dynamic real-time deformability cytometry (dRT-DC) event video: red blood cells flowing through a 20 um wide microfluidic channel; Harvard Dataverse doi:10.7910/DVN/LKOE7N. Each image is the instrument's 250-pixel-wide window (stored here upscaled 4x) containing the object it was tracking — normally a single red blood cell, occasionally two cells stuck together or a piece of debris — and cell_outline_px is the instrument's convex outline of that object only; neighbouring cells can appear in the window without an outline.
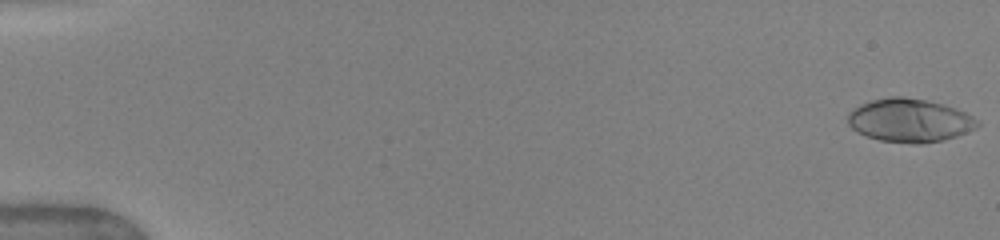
{"species": "human", "species_latin": "Homo sapiens", "temperature_condition": "warm", "stored_images_in_passage": 45, "camera_frame_rate_fps": 3000, "um_per_image_px": 0.085, "donor": {"sex": "female"}, "frame": {"image": 1, "passage_image": 1, "time_ms": 0.0, "image_size_px": [1000, 240], "cell_outline_px": [[980, 124], [976, 128], [956, 136], [940, 140], [920, 144], [916, 144], [880, 140], [856, 132], [848, 124], [848, 112], [860, 104], [872, 100], [888, 96], [900, 96], [924, 100], [940, 104], [964, 112], [972, 116]], "centroid_in_image_um": [77.27, 10.23], "position_along_channel_um": 7.7, "area_um2": 32.37}}
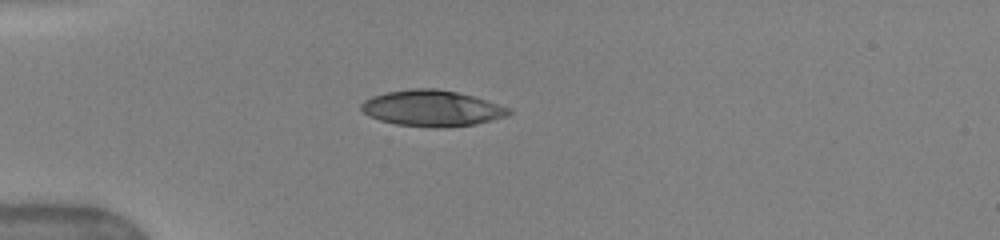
{"frame": {"image": 2, "passage_image": 15, "time_ms": 4.667, "image_size_px": [1000, 240], "cell_outline_px": [[512, 112], [508, 116], [476, 124], [448, 128], [436, 128], [396, 124], [380, 120], [368, 116], [360, 108], [360, 104], [364, 100], [372, 96], [388, 92], [412, 88], [436, 88], [456, 92], [472, 96], [512, 108]], "centroid_in_image_um": [36.73, 9.21], "position_along_channel_um": 48.3, "area_um2": 31.15}}
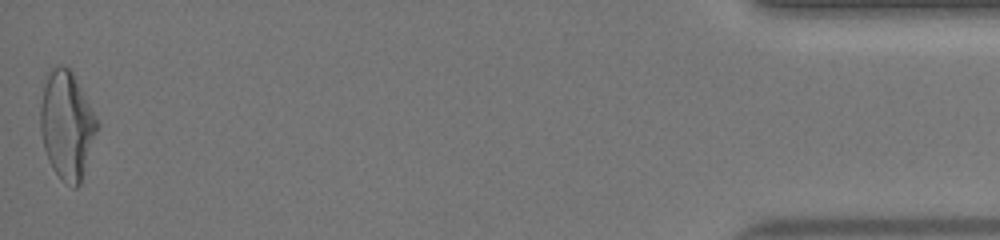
{"frame": {"image": 3, "passage_image": 45, "time_ms": 16.667, "image_size_px": [1000, 240], "cell_outline_px": [[100, 124], [80, 184], [76, 188], [72, 188], [64, 184], [60, 180], [52, 168], [48, 160], [44, 148], [40, 132], [40, 104], [44, 84], [48, 72], [56, 64], [60, 64], [68, 68], [72, 72]], "centroid_in_image_um": [5.67, 10.67], "position_along_channel_um": 429.5, "area_um2": 35.95}, "authors_computed_cell_mechanics": {"area_um2": 31.6166, "velocity_mm_per_s": 4.0316, "shape_relaxation_time_tau1_ms": 5.209, "shape_relaxation_time_tau2_ms": 0.7186, "deformation_change_tau1": 0.23, "deformation_change_tau2": 0.078}}